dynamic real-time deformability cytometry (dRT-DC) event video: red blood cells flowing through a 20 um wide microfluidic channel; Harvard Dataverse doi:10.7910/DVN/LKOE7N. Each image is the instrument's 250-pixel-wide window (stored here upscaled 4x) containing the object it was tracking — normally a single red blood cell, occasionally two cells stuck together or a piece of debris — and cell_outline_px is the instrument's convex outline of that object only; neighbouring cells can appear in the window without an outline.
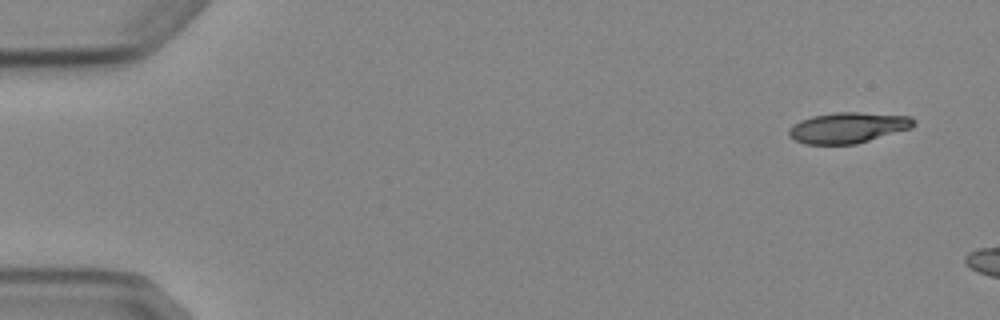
{"species": "Egyptian fruit bat (a non-hibernating species)", "species_latin": "Rousettus aegyptiacus", "temperature_condition": "cold", "stored_images_in_passage": 3, "camera_frame_rate_fps": 3000, "um_per_image_px": 0.085, "animal": {"sex": "female"}, "frame": {"image": 1, "passage_image": 1, "time_ms": 0.0, "image_size_px": [1000, 320], "cell_outline_px": [[916, 124], [912, 128], [856, 144], [804, 144], [788, 136], [788, 128], [800, 120], [812, 116], [836, 112], [860, 112], [912, 116], [916, 120]], "centroid_in_image_um": [72.1, 10.85], "position_along_channel_um": 12.9, "area_um2": 22.54}}